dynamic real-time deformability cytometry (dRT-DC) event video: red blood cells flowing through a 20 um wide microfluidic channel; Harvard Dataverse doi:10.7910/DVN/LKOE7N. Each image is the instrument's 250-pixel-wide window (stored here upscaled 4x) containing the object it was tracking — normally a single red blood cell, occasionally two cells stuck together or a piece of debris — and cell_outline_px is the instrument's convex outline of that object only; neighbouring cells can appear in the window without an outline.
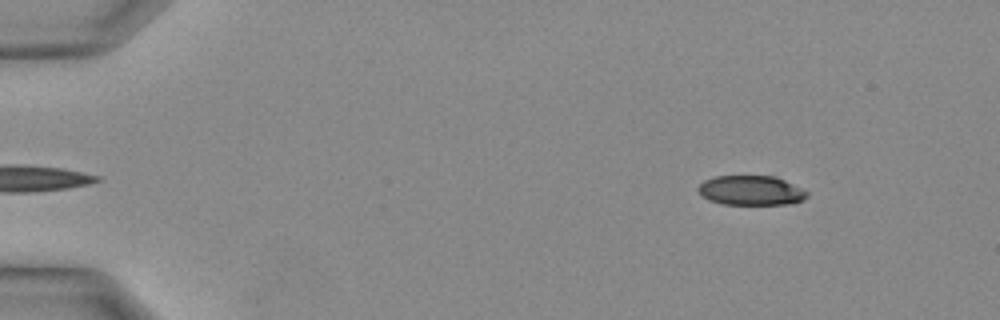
{"species": "Egyptian fruit bat (a non-hibernating species)", "species_latin": "Rousettus aegyptiacus", "temperature_condition": "warm", "stored_images_in_passage": 31, "camera_frame_rate_fps": 3000, "um_per_image_px": 0.085, "animal": {"sex": "female"}, "frame": {"image": 1, "passage_image": 1, "time_ms": 0.0, "image_size_px": [1000, 320], "cell_outline_px": [[808, 196], [804, 200], [792, 204], [720, 204], [708, 200], [696, 188], [704, 180], [716, 176], [776, 176], [808, 192]], "centroid_in_image_um": [63.84, 16.19], "position_along_channel_um": 21.2, "area_um2": 18.79}}
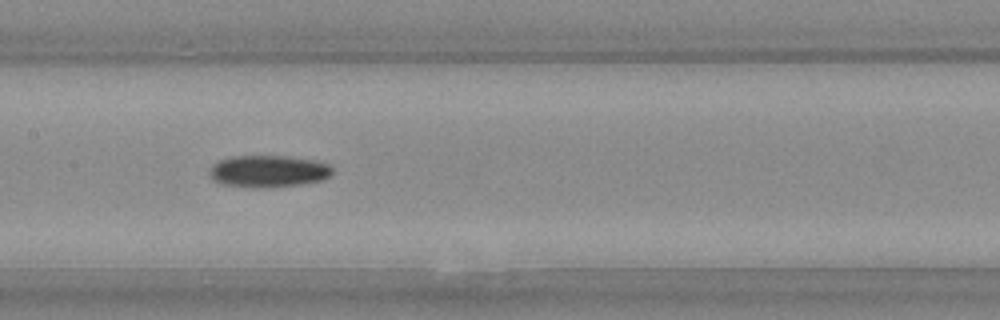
{"frame": {"image": 2, "passage_image": 14, "time_ms": 4.333, "image_size_px": [1000, 320], "cell_outline_px": [[332, 172], [328, 176], [320, 180], [300, 184], [260, 188], [224, 184], [216, 180], [212, 176], [212, 168], [220, 160], [236, 156], [280, 156], [312, 160], [328, 164], [332, 168]], "centroid_in_image_um": [22.85, 14.55], "position_along_channel_um": 184.5, "area_um2": 22.02}}
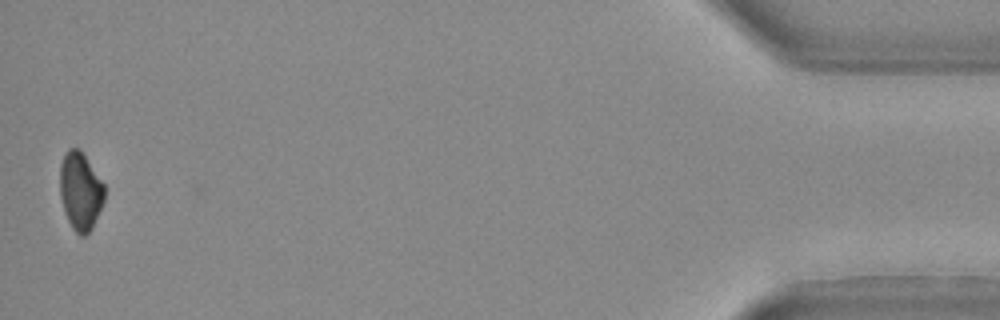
{"frame": {"image": 3, "passage_image": 30, "time_ms": 9.667, "image_size_px": [1000, 320], "cell_outline_px": [[104, 200], [92, 228], [84, 236], [80, 236], [72, 228], [64, 212], [60, 196], [60, 164], [68, 148], [80, 148], [104, 184]], "centroid_in_image_um": [6.82, 16.24], "position_along_channel_um": 428.4, "area_um2": 20.17}}